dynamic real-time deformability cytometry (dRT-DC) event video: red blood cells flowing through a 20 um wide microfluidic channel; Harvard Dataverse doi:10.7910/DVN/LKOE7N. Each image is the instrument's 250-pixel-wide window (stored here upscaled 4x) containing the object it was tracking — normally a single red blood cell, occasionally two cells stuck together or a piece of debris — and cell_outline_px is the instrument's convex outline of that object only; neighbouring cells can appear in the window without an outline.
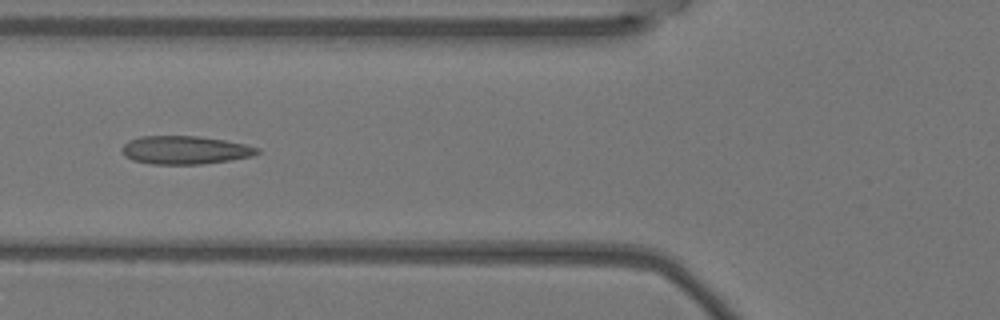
{"species": "Egyptian fruit bat (a non-hibernating species)", "species_latin": "Rousettus aegyptiacus", "temperature_condition": "warm", "stored_images_in_passage": 7, "camera_frame_rate_fps": 3000, "um_per_image_px": 0.085, "animal": {"sex": "female"}, "frame": {"image": 1, "passage_image": 5, "time_ms": 1.333, "image_size_px": [1000, 320], "cell_outline_px": [[260, 152], [252, 156], [228, 160], [200, 164], [152, 164], [132, 160], [124, 156], [120, 148], [128, 140], [140, 136], [196, 136], [224, 140], [244, 144], [260, 148]], "centroid_in_image_um": [15.68, 12.75], "position_along_channel_um": 110.1, "area_um2": 22.25}}
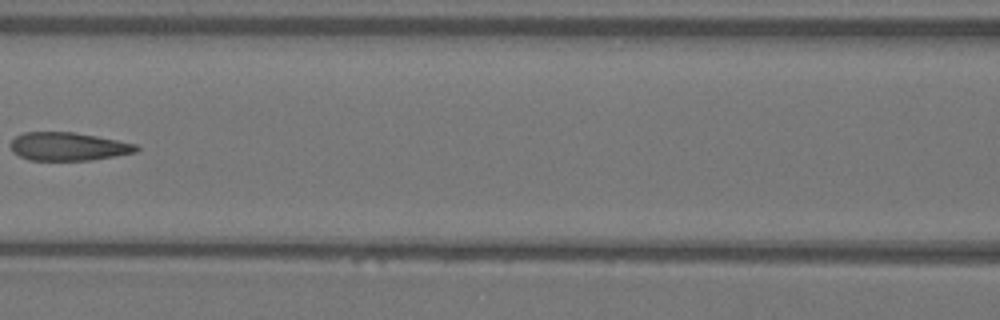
{"frame": {"image": 2, "passage_image": 6, "time_ms": 1.667, "image_size_px": [1000, 320], "cell_outline_px": [[140, 148], [136, 152], [116, 156], [92, 160], [28, 160], [12, 152], [12, 140], [16, 136], [24, 132], [72, 132], [96, 136], [140, 144]], "centroid_in_image_um": [5.85, 12.45], "position_along_channel_um": 160.8, "area_um2": 20.75}}
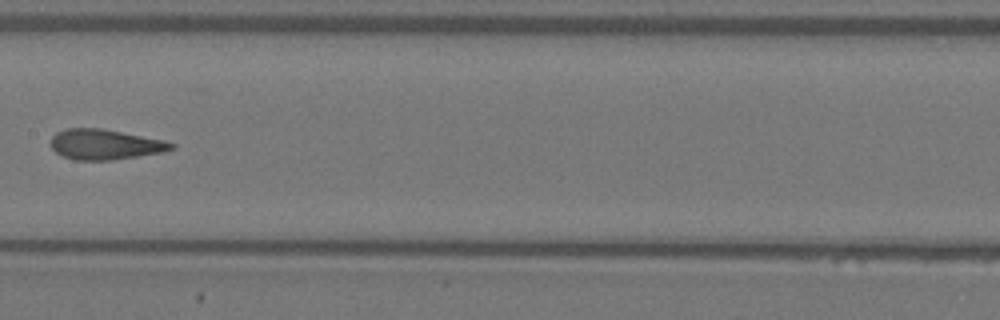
{"frame": {"image": 3, "passage_image": 7, "time_ms": 2.0, "image_size_px": [1000, 320], "cell_outline_px": [[176, 148], [164, 152], [112, 160], [72, 160], [56, 152], [48, 144], [52, 136], [56, 132], [64, 128], [100, 128], [164, 140], [176, 144]], "centroid_in_image_um": [8.9, 12.28], "position_along_channel_um": 198.5, "area_um2": 21.44}}